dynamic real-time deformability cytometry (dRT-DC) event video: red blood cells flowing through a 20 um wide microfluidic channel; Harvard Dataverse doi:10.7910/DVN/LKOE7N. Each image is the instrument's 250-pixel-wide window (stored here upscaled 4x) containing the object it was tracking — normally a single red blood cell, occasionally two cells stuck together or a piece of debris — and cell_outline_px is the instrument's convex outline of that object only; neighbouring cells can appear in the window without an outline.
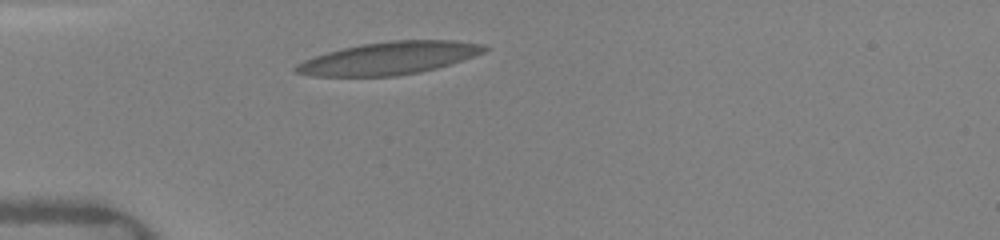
{"species": "human", "species_latin": "Homo sapiens", "temperature_condition": "warm", "stored_images_in_passage": 31, "camera_frame_rate_fps": 3000, "um_per_image_px": 0.085, "donor": {"sex": "female"}, "frame": {"image": 1, "passage_image": 1, "time_ms": 0.0, "image_size_px": [1000, 240], "cell_outline_px": [[488, 48], [484, 52], [436, 68], [420, 72], [396, 76], [312, 76], [296, 72], [292, 68], [296, 64], [304, 60], [328, 52], [360, 44], [392, 40], [452, 40], [488, 44]], "centroid_in_image_um": [33.08, 4.94], "position_along_channel_um": 51.9, "area_um2": 35.6}}
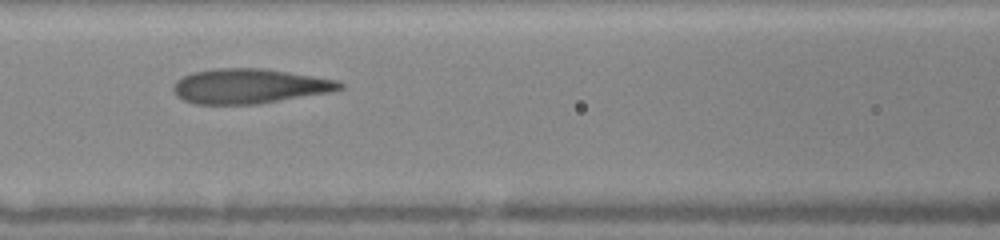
{"frame": {"image": 2, "passage_image": 21, "time_ms": 2.667, "image_size_px": [1000, 240], "cell_outline_px": [[344, 88], [332, 92], [256, 104], [196, 104], [184, 100], [176, 96], [172, 92], [172, 84], [176, 80], [192, 72], [216, 68], [264, 68], [336, 80], [344, 84]], "centroid_in_image_um": [21.16, 7.32], "position_along_channel_um": 145.4, "area_um2": 33.81}}
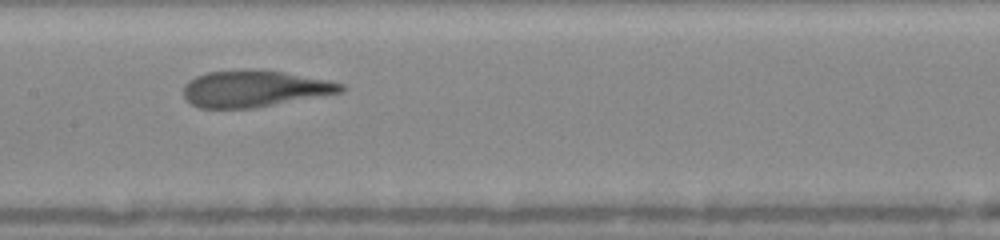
{"frame": {"image": 3, "passage_image": 30, "time_ms": 3.667, "image_size_px": [1000, 240], "cell_outline_px": [[344, 88], [340, 92], [256, 108], [200, 108], [192, 104], [184, 96], [184, 84], [188, 80], [196, 76], [208, 72], [248, 68], [284, 72], [328, 80], [344, 84]], "centroid_in_image_um": [21.59, 7.52], "position_along_channel_um": 185.8, "area_um2": 33.52}}